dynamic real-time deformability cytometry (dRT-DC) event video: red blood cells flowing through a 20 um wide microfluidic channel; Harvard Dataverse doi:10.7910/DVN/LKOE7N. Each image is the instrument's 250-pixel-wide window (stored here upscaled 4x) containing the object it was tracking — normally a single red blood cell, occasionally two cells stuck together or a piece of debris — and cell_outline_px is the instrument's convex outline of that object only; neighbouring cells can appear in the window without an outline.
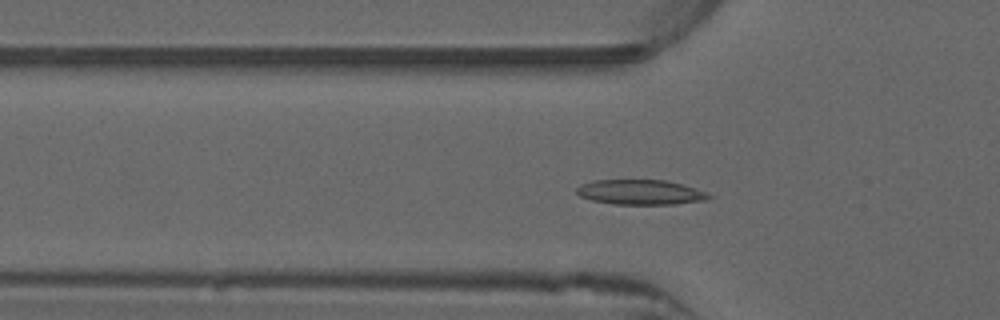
{"species": "common noctule bat (a hibernating species)", "species_latin": "Nyctalus noctula", "temperature_condition": "warm", "stored_images_in_passage": 49, "camera_frame_rate_fps": 3000, "um_per_image_px": 0.085, "animal": {"sex": "male", "forearm_length_mm": 52.5}, "frame": {"image": 1, "passage_image": 14, "time_ms": 4.333, "image_size_px": [1000, 320], "cell_outline_px": [[712, 196], [704, 200], [676, 204], [612, 204], [592, 200], [580, 196], [576, 192], [576, 188], [580, 184], [592, 180], [664, 180], [696, 188]], "centroid_in_image_um": [54.38, 16.33], "position_along_channel_um": 71.4, "area_um2": 19.07}}
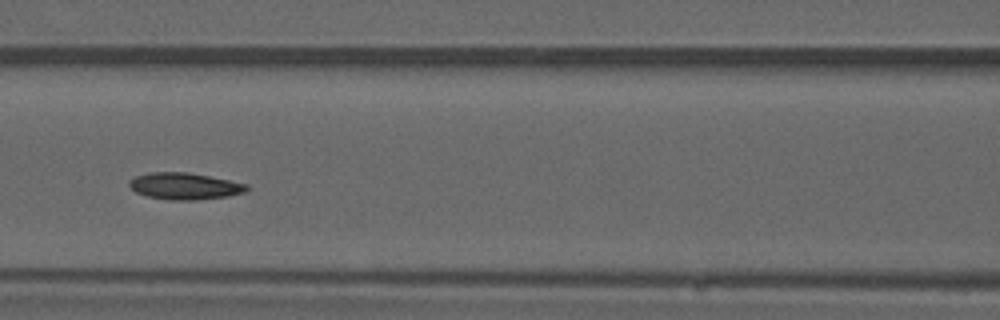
{"frame": {"image": 2, "passage_image": 20, "time_ms": 6.333, "image_size_px": [1000, 320], "cell_outline_px": [[248, 188], [244, 192], [228, 196], [196, 200], [172, 200], [148, 196], [136, 192], [128, 184], [128, 180], [136, 176], [148, 172], [188, 172], [248, 184]], "centroid_in_image_um": [15.67, 15.81], "position_along_channel_um": 150.9, "area_um2": 18.15}}
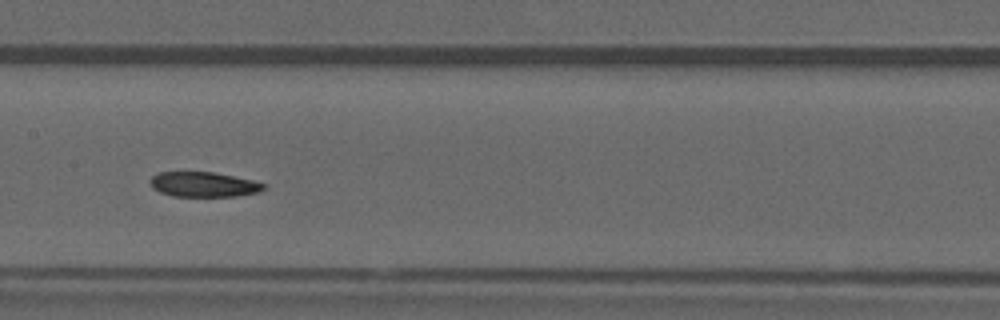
{"frame": {"image": 3, "passage_image": 23, "time_ms": 7.333, "image_size_px": [1000, 320], "cell_outline_px": [[268, 184], [264, 188], [256, 192], [236, 196], [172, 196], [160, 192], [152, 188], [148, 180], [156, 172], [216, 172], [252, 180]], "centroid_in_image_um": [17.26, 15.66], "position_along_channel_um": 190.1, "area_um2": 16.59}, "authors_computed_cell_mechanics": {"area_um2": 17.8602, "velocity_mm_per_s": 3.9426, "shape_relaxation_time_tau1_ms": 8.0555, "shape_relaxation_time_tau2_ms": 7.7754, "deformation_change_tau1": 0.1718, "deformation_change_tau2": 0.128}}